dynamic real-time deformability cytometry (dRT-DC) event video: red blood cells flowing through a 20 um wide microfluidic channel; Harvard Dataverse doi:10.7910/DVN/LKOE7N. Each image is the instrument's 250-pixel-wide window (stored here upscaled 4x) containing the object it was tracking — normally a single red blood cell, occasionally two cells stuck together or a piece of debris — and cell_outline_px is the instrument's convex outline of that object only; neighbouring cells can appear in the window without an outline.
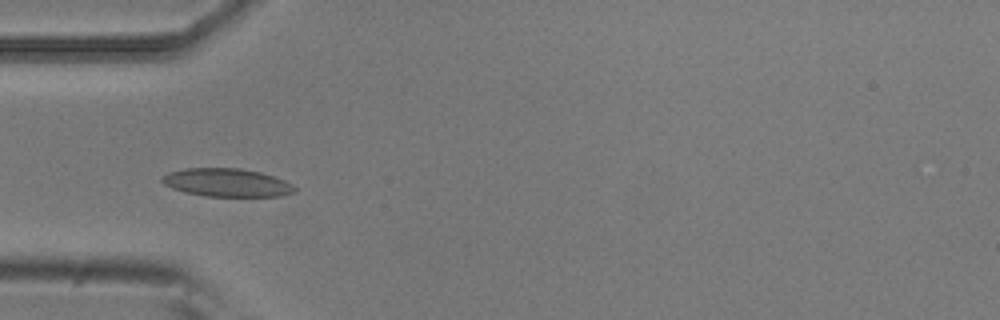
{"species": "common noctule bat (a hibernating species)", "species_latin": "Nyctalus noctula", "temperature_condition": "room temperature", "stored_images_in_passage": 4, "camera_frame_rate_fps": 3000, "um_per_image_px": 0.085, "animal": {"sex": "male", "body_mass_g": 20.5, "forearm_length_mm": 52.5}, "frame": {"image": 1, "passage_image": 4, "time_ms": 1.0, "image_size_px": [1000, 320], "cell_outline_px": [[296, 192], [280, 196], [204, 196], [172, 188], [164, 184], [160, 180], [160, 176], [168, 172], [184, 168], [240, 168], [260, 172], [284, 180], [292, 184], [296, 188]], "centroid_in_image_um": [19.26, 15.51], "position_along_channel_um": 65.7, "area_um2": 21.79}}